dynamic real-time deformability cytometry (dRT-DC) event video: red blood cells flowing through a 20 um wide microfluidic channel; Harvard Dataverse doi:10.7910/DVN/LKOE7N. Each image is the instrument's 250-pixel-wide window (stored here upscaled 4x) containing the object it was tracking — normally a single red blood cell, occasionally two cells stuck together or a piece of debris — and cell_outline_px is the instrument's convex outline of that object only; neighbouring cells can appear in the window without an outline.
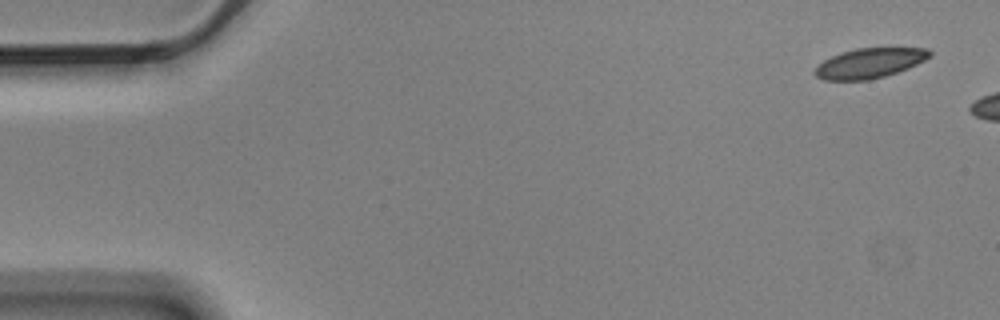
{"species": "Egyptian fruit bat (a non-hibernating species)", "species_latin": "Rousettus aegyptiacus", "temperature_condition": "cold", "stored_images_in_passage": 3, "camera_frame_rate_fps": 3000, "um_per_image_px": 0.085, "animal": {"sex": "male"}, "frame": {"image": 1, "passage_image": 1, "time_ms": 0.0, "image_size_px": [1000, 320], "cell_outline_px": [[932, 56], [908, 68], [884, 76], [868, 80], [824, 80], [816, 76], [812, 72], [824, 60], [832, 56], [856, 48], [928, 48], [932, 52]], "centroid_in_image_um": [73.92, 5.36], "position_along_channel_um": 11.1, "area_um2": 19.83}}